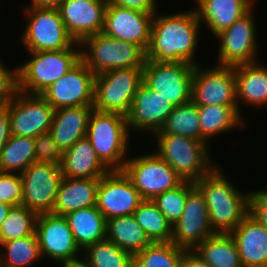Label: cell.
<instances>
[{
    "mask_svg": "<svg viewBox=\"0 0 267 267\" xmlns=\"http://www.w3.org/2000/svg\"><path fill=\"white\" fill-rule=\"evenodd\" d=\"M106 239L133 256L152 243L133 214L107 220Z\"/></svg>",
    "mask_w": 267,
    "mask_h": 267,
    "instance_id": "cell-29",
    "label": "cell"
},
{
    "mask_svg": "<svg viewBox=\"0 0 267 267\" xmlns=\"http://www.w3.org/2000/svg\"><path fill=\"white\" fill-rule=\"evenodd\" d=\"M253 0H200L195 9L200 23L206 22L216 36L252 9Z\"/></svg>",
    "mask_w": 267,
    "mask_h": 267,
    "instance_id": "cell-25",
    "label": "cell"
},
{
    "mask_svg": "<svg viewBox=\"0 0 267 267\" xmlns=\"http://www.w3.org/2000/svg\"><path fill=\"white\" fill-rule=\"evenodd\" d=\"M142 201L123 170H110L100 178L96 206L106 220L133 214Z\"/></svg>",
    "mask_w": 267,
    "mask_h": 267,
    "instance_id": "cell-15",
    "label": "cell"
},
{
    "mask_svg": "<svg viewBox=\"0 0 267 267\" xmlns=\"http://www.w3.org/2000/svg\"><path fill=\"white\" fill-rule=\"evenodd\" d=\"M108 2L131 10H136L143 13H149L155 15L156 2L155 0H108Z\"/></svg>",
    "mask_w": 267,
    "mask_h": 267,
    "instance_id": "cell-43",
    "label": "cell"
},
{
    "mask_svg": "<svg viewBox=\"0 0 267 267\" xmlns=\"http://www.w3.org/2000/svg\"><path fill=\"white\" fill-rule=\"evenodd\" d=\"M153 17V14L121 8L108 2L103 33L114 39L135 43L146 52Z\"/></svg>",
    "mask_w": 267,
    "mask_h": 267,
    "instance_id": "cell-19",
    "label": "cell"
},
{
    "mask_svg": "<svg viewBox=\"0 0 267 267\" xmlns=\"http://www.w3.org/2000/svg\"><path fill=\"white\" fill-rule=\"evenodd\" d=\"M195 65L184 62H156L146 60L143 82L169 100L174 106L192 101V81Z\"/></svg>",
    "mask_w": 267,
    "mask_h": 267,
    "instance_id": "cell-9",
    "label": "cell"
},
{
    "mask_svg": "<svg viewBox=\"0 0 267 267\" xmlns=\"http://www.w3.org/2000/svg\"><path fill=\"white\" fill-rule=\"evenodd\" d=\"M92 106L64 107L56 109L50 133L62 150H67L87 134Z\"/></svg>",
    "mask_w": 267,
    "mask_h": 267,
    "instance_id": "cell-26",
    "label": "cell"
},
{
    "mask_svg": "<svg viewBox=\"0 0 267 267\" xmlns=\"http://www.w3.org/2000/svg\"><path fill=\"white\" fill-rule=\"evenodd\" d=\"M259 62L234 66L238 112L240 100L248 105L267 104V67Z\"/></svg>",
    "mask_w": 267,
    "mask_h": 267,
    "instance_id": "cell-27",
    "label": "cell"
},
{
    "mask_svg": "<svg viewBox=\"0 0 267 267\" xmlns=\"http://www.w3.org/2000/svg\"><path fill=\"white\" fill-rule=\"evenodd\" d=\"M243 267H267V230L249 213L230 233Z\"/></svg>",
    "mask_w": 267,
    "mask_h": 267,
    "instance_id": "cell-22",
    "label": "cell"
},
{
    "mask_svg": "<svg viewBox=\"0 0 267 267\" xmlns=\"http://www.w3.org/2000/svg\"><path fill=\"white\" fill-rule=\"evenodd\" d=\"M252 9L218 35L221 40L218 65L234 67L257 62L256 27Z\"/></svg>",
    "mask_w": 267,
    "mask_h": 267,
    "instance_id": "cell-16",
    "label": "cell"
},
{
    "mask_svg": "<svg viewBox=\"0 0 267 267\" xmlns=\"http://www.w3.org/2000/svg\"><path fill=\"white\" fill-rule=\"evenodd\" d=\"M35 232L42 257L48 256L54 262H61V267L81 262L82 258L77 255L80 254V248L64 216L39 214Z\"/></svg>",
    "mask_w": 267,
    "mask_h": 267,
    "instance_id": "cell-13",
    "label": "cell"
},
{
    "mask_svg": "<svg viewBox=\"0 0 267 267\" xmlns=\"http://www.w3.org/2000/svg\"><path fill=\"white\" fill-rule=\"evenodd\" d=\"M158 140L156 152L184 180L196 182L209 174L211 166L208 144L175 134H155Z\"/></svg>",
    "mask_w": 267,
    "mask_h": 267,
    "instance_id": "cell-5",
    "label": "cell"
},
{
    "mask_svg": "<svg viewBox=\"0 0 267 267\" xmlns=\"http://www.w3.org/2000/svg\"><path fill=\"white\" fill-rule=\"evenodd\" d=\"M193 251L213 267H243L237 245L230 233H214Z\"/></svg>",
    "mask_w": 267,
    "mask_h": 267,
    "instance_id": "cell-30",
    "label": "cell"
},
{
    "mask_svg": "<svg viewBox=\"0 0 267 267\" xmlns=\"http://www.w3.org/2000/svg\"><path fill=\"white\" fill-rule=\"evenodd\" d=\"M62 178L61 166L43 162L32 163L21 173V205L37 215L52 213Z\"/></svg>",
    "mask_w": 267,
    "mask_h": 267,
    "instance_id": "cell-12",
    "label": "cell"
},
{
    "mask_svg": "<svg viewBox=\"0 0 267 267\" xmlns=\"http://www.w3.org/2000/svg\"><path fill=\"white\" fill-rule=\"evenodd\" d=\"M35 162L51 163L60 166L63 160L62 150L50 132L35 137Z\"/></svg>",
    "mask_w": 267,
    "mask_h": 267,
    "instance_id": "cell-40",
    "label": "cell"
},
{
    "mask_svg": "<svg viewBox=\"0 0 267 267\" xmlns=\"http://www.w3.org/2000/svg\"><path fill=\"white\" fill-rule=\"evenodd\" d=\"M11 136L9 110L3 106L0 109V152Z\"/></svg>",
    "mask_w": 267,
    "mask_h": 267,
    "instance_id": "cell-44",
    "label": "cell"
},
{
    "mask_svg": "<svg viewBox=\"0 0 267 267\" xmlns=\"http://www.w3.org/2000/svg\"><path fill=\"white\" fill-rule=\"evenodd\" d=\"M181 267H213L194 251H185Z\"/></svg>",
    "mask_w": 267,
    "mask_h": 267,
    "instance_id": "cell-46",
    "label": "cell"
},
{
    "mask_svg": "<svg viewBox=\"0 0 267 267\" xmlns=\"http://www.w3.org/2000/svg\"><path fill=\"white\" fill-rule=\"evenodd\" d=\"M198 113L201 134L206 141L243 125L237 105H198Z\"/></svg>",
    "mask_w": 267,
    "mask_h": 267,
    "instance_id": "cell-31",
    "label": "cell"
},
{
    "mask_svg": "<svg viewBox=\"0 0 267 267\" xmlns=\"http://www.w3.org/2000/svg\"><path fill=\"white\" fill-rule=\"evenodd\" d=\"M63 267H85V266L80 262L77 264L67 265V266H63Z\"/></svg>",
    "mask_w": 267,
    "mask_h": 267,
    "instance_id": "cell-50",
    "label": "cell"
},
{
    "mask_svg": "<svg viewBox=\"0 0 267 267\" xmlns=\"http://www.w3.org/2000/svg\"><path fill=\"white\" fill-rule=\"evenodd\" d=\"M81 45L88 46V52L81 50V60L95 75L114 69L143 68L146 61V52L140 46L103 32L85 38Z\"/></svg>",
    "mask_w": 267,
    "mask_h": 267,
    "instance_id": "cell-6",
    "label": "cell"
},
{
    "mask_svg": "<svg viewBox=\"0 0 267 267\" xmlns=\"http://www.w3.org/2000/svg\"><path fill=\"white\" fill-rule=\"evenodd\" d=\"M75 45L80 43L56 51H29L32 57L13 70L14 88L25 94L40 95L81 60V51L75 50Z\"/></svg>",
    "mask_w": 267,
    "mask_h": 267,
    "instance_id": "cell-3",
    "label": "cell"
},
{
    "mask_svg": "<svg viewBox=\"0 0 267 267\" xmlns=\"http://www.w3.org/2000/svg\"><path fill=\"white\" fill-rule=\"evenodd\" d=\"M37 216L23 205L12 206L0 228V243L33 235Z\"/></svg>",
    "mask_w": 267,
    "mask_h": 267,
    "instance_id": "cell-38",
    "label": "cell"
},
{
    "mask_svg": "<svg viewBox=\"0 0 267 267\" xmlns=\"http://www.w3.org/2000/svg\"><path fill=\"white\" fill-rule=\"evenodd\" d=\"M155 134L181 135L207 143L201 134L198 105L193 101L174 107L163 127Z\"/></svg>",
    "mask_w": 267,
    "mask_h": 267,
    "instance_id": "cell-33",
    "label": "cell"
},
{
    "mask_svg": "<svg viewBox=\"0 0 267 267\" xmlns=\"http://www.w3.org/2000/svg\"><path fill=\"white\" fill-rule=\"evenodd\" d=\"M61 171L66 178H101L110 170L100 161L89 139L85 136L64 151Z\"/></svg>",
    "mask_w": 267,
    "mask_h": 267,
    "instance_id": "cell-24",
    "label": "cell"
},
{
    "mask_svg": "<svg viewBox=\"0 0 267 267\" xmlns=\"http://www.w3.org/2000/svg\"><path fill=\"white\" fill-rule=\"evenodd\" d=\"M64 217L80 250L106 239L107 220L97 206L75 210Z\"/></svg>",
    "mask_w": 267,
    "mask_h": 267,
    "instance_id": "cell-28",
    "label": "cell"
},
{
    "mask_svg": "<svg viewBox=\"0 0 267 267\" xmlns=\"http://www.w3.org/2000/svg\"><path fill=\"white\" fill-rule=\"evenodd\" d=\"M249 214L267 230V190L249 193Z\"/></svg>",
    "mask_w": 267,
    "mask_h": 267,
    "instance_id": "cell-42",
    "label": "cell"
},
{
    "mask_svg": "<svg viewBox=\"0 0 267 267\" xmlns=\"http://www.w3.org/2000/svg\"><path fill=\"white\" fill-rule=\"evenodd\" d=\"M201 23L195 9L177 14L154 15L146 60L184 62L197 65V48ZM194 59V60H193Z\"/></svg>",
    "mask_w": 267,
    "mask_h": 267,
    "instance_id": "cell-1",
    "label": "cell"
},
{
    "mask_svg": "<svg viewBox=\"0 0 267 267\" xmlns=\"http://www.w3.org/2000/svg\"><path fill=\"white\" fill-rule=\"evenodd\" d=\"M21 174L0 171V202L16 206L22 203Z\"/></svg>",
    "mask_w": 267,
    "mask_h": 267,
    "instance_id": "cell-41",
    "label": "cell"
},
{
    "mask_svg": "<svg viewBox=\"0 0 267 267\" xmlns=\"http://www.w3.org/2000/svg\"><path fill=\"white\" fill-rule=\"evenodd\" d=\"M0 61V92H11L14 88L13 70H8Z\"/></svg>",
    "mask_w": 267,
    "mask_h": 267,
    "instance_id": "cell-45",
    "label": "cell"
},
{
    "mask_svg": "<svg viewBox=\"0 0 267 267\" xmlns=\"http://www.w3.org/2000/svg\"><path fill=\"white\" fill-rule=\"evenodd\" d=\"M185 251L172 242L151 243L134 255L133 267H181Z\"/></svg>",
    "mask_w": 267,
    "mask_h": 267,
    "instance_id": "cell-37",
    "label": "cell"
},
{
    "mask_svg": "<svg viewBox=\"0 0 267 267\" xmlns=\"http://www.w3.org/2000/svg\"><path fill=\"white\" fill-rule=\"evenodd\" d=\"M96 75L80 60L40 95L54 108L93 106Z\"/></svg>",
    "mask_w": 267,
    "mask_h": 267,
    "instance_id": "cell-14",
    "label": "cell"
},
{
    "mask_svg": "<svg viewBox=\"0 0 267 267\" xmlns=\"http://www.w3.org/2000/svg\"><path fill=\"white\" fill-rule=\"evenodd\" d=\"M133 215L152 243L171 242L173 227L152 200H143Z\"/></svg>",
    "mask_w": 267,
    "mask_h": 267,
    "instance_id": "cell-35",
    "label": "cell"
},
{
    "mask_svg": "<svg viewBox=\"0 0 267 267\" xmlns=\"http://www.w3.org/2000/svg\"><path fill=\"white\" fill-rule=\"evenodd\" d=\"M1 247L6 248V255L0 253V267H30L42 257L36 232L20 239L2 242L0 249Z\"/></svg>",
    "mask_w": 267,
    "mask_h": 267,
    "instance_id": "cell-36",
    "label": "cell"
},
{
    "mask_svg": "<svg viewBox=\"0 0 267 267\" xmlns=\"http://www.w3.org/2000/svg\"><path fill=\"white\" fill-rule=\"evenodd\" d=\"M143 82V68L114 69L97 74L93 109L128 115L134 95Z\"/></svg>",
    "mask_w": 267,
    "mask_h": 267,
    "instance_id": "cell-7",
    "label": "cell"
},
{
    "mask_svg": "<svg viewBox=\"0 0 267 267\" xmlns=\"http://www.w3.org/2000/svg\"><path fill=\"white\" fill-rule=\"evenodd\" d=\"M11 207V205L0 202V228L2 226L3 221L7 217Z\"/></svg>",
    "mask_w": 267,
    "mask_h": 267,
    "instance_id": "cell-48",
    "label": "cell"
},
{
    "mask_svg": "<svg viewBox=\"0 0 267 267\" xmlns=\"http://www.w3.org/2000/svg\"><path fill=\"white\" fill-rule=\"evenodd\" d=\"M194 188V182L183 181L179 186L161 193L152 200L172 227L181 218L188 194Z\"/></svg>",
    "mask_w": 267,
    "mask_h": 267,
    "instance_id": "cell-39",
    "label": "cell"
},
{
    "mask_svg": "<svg viewBox=\"0 0 267 267\" xmlns=\"http://www.w3.org/2000/svg\"><path fill=\"white\" fill-rule=\"evenodd\" d=\"M64 0H31L30 7H58Z\"/></svg>",
    "mask_w": 267,
    "mask_h": 267,
    "instance_id": "cell-47",
    "label": "cell"
},
{
    "mask_svg": "<svg viewBox=\"0 0 267 267\" xmlns=\"http://www.w3.org/2000/svg\"><path fill=\"white\" fill-rule=\"evenodd\" d=\"M10 92H0V109L4 106L7 97Z\"/></svg>",
    "mask_w": 267,
    "mask_h": 267,
    "instance_id": "cell-49",
    "label": "cell"
},
{
    "mask_svg": "<svg viewBox=\"0 0 267 267\" xmlns=\"http://www.w3.org/2000/svg\"><path fill=\"white\" fill-rule=\"evenodd\" d=\"M174 106L144 82L141 83L134 95L127 119L128 130H149L156 133L163 127L166 118Z\"/></svg>",
    "mask_w": 267,
    "mask_h": 267,
    "instance_id": "cell-21",
    "label": "cell"
},
{
    "mask_svg": "<svg viewBox=\"0 0 267 267\" xmlns=\"http://www.w3.org/2000/svg\"><path fill=\"white\" fill-rule=\"evenodd\" d=\"M108 0H64L57 8L68 33L81 43L102 33Z\"/></svg>",
    "mask_w": 267,
    "mask_h": 267,
    "instance_id": "cell-20",
    "label": "cell"
},
{
    "mask_svg": "<svg viewBox=\"0 0 267 267\" xmlns=\"http://www.w3.org/2000/svg\"><path fill=\"white\" fill-rule=\"evenodd\" d=\"M216 167L194 182L208 209L214 233H231L249 213V193L238 191Z\"/></svg>",
    "mask_w": 267,
    "mask_h": 267,
    "instance_id": "cell-2",
    "label": "cell"
},
{
    "mask_svg": "<svg viewBox=\"0 0 267 267\" xmlns=\"http://www.w3.org/2000/svg\"><path fill=\"white\" fill-rule=\"evenodd\" d=\"M99 181L100 178L63 177L52 214L65 216L75 210L96 206Z\"/></svg>",
    "mask_w": 267,
    "mask_h": 267,
    "instance_id": "cell-23",
    "label": "cell"
},
{
    "mask_svg": "<svg viewBox=\"0 0 267 267\" xmlns=\"http://www.w3.org/2000/svg\"><path fill=\"white\" fill-rule=\"evenodd\" d=\"M213 234L206 202L195 187L188 194L181 218L172 228L171 242L186 251H193Z\"/></svg>",
    "mask_w": 267,
    "mask_h": 267,
    "instance_id": "cell-18",
    "label": "cell"
},
{
    "mask_svg": "<svg viewBox=\"0 0 267 267\" xmlns=\"http://www.w3.org/2000/svg\"><path fill=\"white\" fill-rule=\"evenodd\" d=\"M123 171L143 200H153L184 180L156 153L127 159Z\"/></svg>",
    "mask_w": 267,
    "mask_h": 267,
    "instance_id": "cell-11",
    "label": "cell"
},
{
    "mask_svg": "<svg viewBox=\"0 0 267 267\" xmlns=\"http://www.w3.org/2000/svg\"><path fill=\"white\" fill-rule=\"evenodd\" d=\"M129 130L127 119L118 113L92 110L86 137L100 161L109 170H123L127 160Z\"/></svg>",
    "mask_w": 267,
    "mask_h": 267,
    "instance_id": "cell-4",
    "label": "cell"
},
{
    "mask_svg": "<svg viewBox=\"0 0 267 267\" xmlns=\"http://www.w3.org/2000/svg\"><path fill=\"white\" fill-rule=\"evenodd\" d=\"M193 70L192 101L196 105H237L234 68L216 65Z\"/></svg>",
    "mask_w": 267,
    "mask_h": 267,
    "instance_id": "cell-17",
    "label": "cell"
},
{
    "mask_svg": "<svg viewBox=\"0 0 267 267\" xmlns=\"http://www.w3.org/2000/svg\"><path fill=\"white\" fill-rule=\"evenodd\" d=\"M84 251L86 259H82L81 263L85 267H133L134 256L108 239L98 241Z\"/></svg>",
    "mask_w": 267,
    "mask_h": 267,
    "instance_id": "cell-34",
    "label": "cell"
},
{
    "mask_svg": "<svg viewBox=\"0 0 267 267\" xmlns=\"http://www.w3.org/2000/svg\"><path fill=\"white\" fill-rule=\"evenodd\" d=\"M35 138L12 135L0 152V171L21 174L35 162Z\"/></svg>",
    "mask_w": 267,
    "mask_h": 267,
    "instance_id": "cell-32",
    "label": "cell"
},
{
    "mask_svg": "<svg viewBox=\"0 0 267 267\" xmlns=\"http://www.w3.org/2000/svg\"><path fill=\"white\" fill-rule=\"evenodd\" d=\"M24 13L29 20L21 43L28 51H56L76 43L68 33L58 8L28 7Z\"/></svg>",
    "mask_w": 267,
    "mask_h": 267,
    "instance_id": "cell-8",
    "label": "cell"
},
{
    "mask_svg": "<svg viewBox=\"0 0 267 267\" xmlns=\"http://www.w3.org/2000/svg\"><path fill=\"white\" fill-rule=\"evenodd\" d=\"M4 106L9 110L12 135L35 138L50 131L55 110L41 95L13 88Z\"/></svg>",
    "mask_w": 267,
    "mask_h": 267,
    "instance_id": "cell-10",
    "label": "cell"
}]
</instances>
